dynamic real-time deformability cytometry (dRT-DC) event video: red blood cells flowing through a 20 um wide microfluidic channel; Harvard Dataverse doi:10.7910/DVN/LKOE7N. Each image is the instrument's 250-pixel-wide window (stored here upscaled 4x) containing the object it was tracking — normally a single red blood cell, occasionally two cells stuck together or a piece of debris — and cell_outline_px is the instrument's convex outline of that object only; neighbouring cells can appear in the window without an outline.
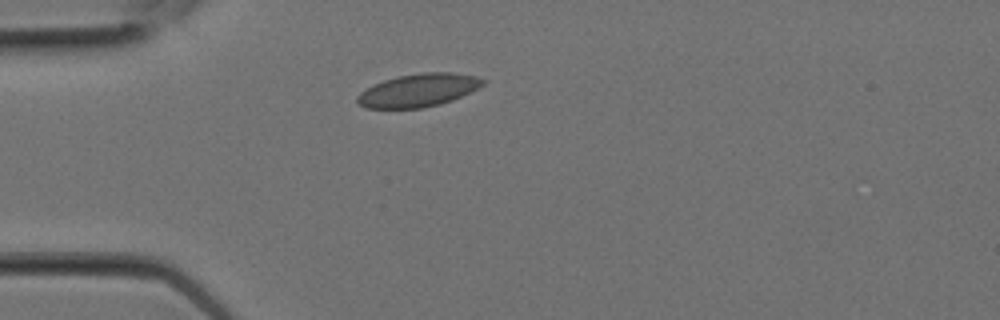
{"species": "Egyptian fruit bat (a non-hibernating species)", "species_latin": "Rousettus aegyptiacus", "temperature_condition": "room temperature", "stored_images_in_passage": 2, "camera_frame_rate_fps": 3000, "um_per_image_px": 0.085, "animal": {"sex": "female"}, "frame": {"image": 1, "passage_image": 2, "time_ms": 0.333, "image_size_px": [1000, 320], "cell_outline_px": [[488, 80], [484, 84], [452, 100], [440, 104], [420, 108], [364, 108], [356, 100], [356, 96], [360, 92], [372, 84], [396, 76], [424, 72], [452, 72], [476, 76]], "centroid_in_image_um": [35.53, 7.66], "position_along_channel_um": 49.5, "area_um2": 24.16}}